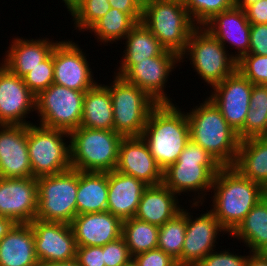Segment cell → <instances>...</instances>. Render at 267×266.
<instances>
[{
	"label": "cell",
	"instance_id": "obj_1",
	"mask_svg": "<svg viewBox=\"0 0 267 266\" xmlns=\"http://www.w3.org/2000/svg\"><path fill=\"white\" fill-rule=\"evenodd\" d=\"M211 189L214 199L210 211L229 235L267 194L260 184L245 178L232 166L220 169Z\"/></svg>",
	"mask_w": 267,
	"mask_h": 266
},
{
	"label": "cell",
	"instance_id": "obj_2",
	"mask_svg": "<svg viewBox=\"0 0 267 266\" xmlns=\"http://www.w3.org/2000/svg\"><path fill=\"white\" fill-rule=\"evenodd\" d=\"M141 137L164 171L174 164L190 141L187 115L173 103H160L147 118Z\"/></svg>",
	"mask_w": 267,
	"mask_h": 266
},
{
	"label": "cell",
	"instance_id": "obj_3",
	"mask_svg": "<svg viewBox=\"0 0 267 266\" xmlns=\"http://www.w3.org/2000/svg\"><path fill=\"white\" fill-rule=\"evenodd\" d=\"M186 115L190 140L211 154L222 167L233 166L240 140L214 103L207 98Z\"/></svg>",
	"mask_w": 267,
	"mask_h": 266
},
{
	"label": "cell",
	"instance_id": "obj_4",
	"mask_svg": "<svg viewBox=\"0 0 267 266\" xmlns=\"http://www.w3.org/2000/svg\"><path fill=\"white\" fill-rule=\"evenodd\" d=\"M221 168L211 154L190 140L178 160L163 171L162 183L178 195L192 190L198 192L200 200L197 198L192 205L198 206L204 192L212 188L214 177Z\"/></svg>",
	"mask_w": 267,
	"mask_h": 266
},
{
	"label": "cell",
	"instance_id": "obj_5",
	"mask_svg": "<svg viewBox=\"0 0 267 266\" xmlns=\"http://www.w3.org/2000/svg\"><path fill=\"white\" fill-rule=\"evenodd\" d=\"M71 167L78 171L110 172L118 161L120 134L114 130L79 127L69 132Z\"/></svg>",
	"mask_w": 267,
	"mask_h": 266
},
{
	"label": "cell",
	"instance_id": "obj_6",
	"mask_svg": "<svg viewBox=\"0 0 267 266\" xmlns=\"http://www.w3.org/2000/svg\"><path fill=\"white\" fill-rule=\"evenodd\" d=\"M141 22L166 49L184 53L191 33L197 27L183 0H155L143 9Z\"/></svg>",
	"mask_w": 267,
	"mask_h": 266
},
{
	"label": "cell",
	"instance_id": "obj_7",
	"mask_svg": "<svg viewBox=\"0 0 267 266\" xmlns=\"http://www.w3.org/2000/svg\"><path fill=\"white\" fill-rule=\"evenodd\" d=\"M110 91L113 106V130L122 137L141 136L147 118L159 104L137 85L115 76Z\"/></svg>",
	"mask_w": 267,
	"mask_h": 266
},
{
	"label": "cell",
	"instance_id": "obj_8",
	"mask_svg": "<svg viewBox=\"0 0 267 266\" xmlns=\"http://www.w3.org/2000/svg\"><path fill=\"white\" fill-rule=\"evenodd\" d=\"M37 179L38 211L35 219L70 224L77 216L78 170Z\"/></svg>",
	"mask_w": 267,
	"mask_h": 266
},
{
	"label": "cell",
	"instance_id": "obj_9",
	"mask_svg": "<svg viewBox=\"0 0 267 266\" xmlns=\"http://www.w3.org/2000/svg\"><path fill=\"white\" fill-rule=\"evenodd\" d=\"M69 132L33 123L27 125V144L32 176L38 178L64 172L71 167ZM64 138V139H63Z\"/></svg>",
	"mask_w": 267,
	"mask_h": 266
},
{
	"label": "cell",
	"instance_id": "obj_10",
	"mask_svg": "<svg viewBox=\"0 0 267 266\" xmlns=\"http://www.w3.org/2000/svg\"><path fill=\"white\" fill-rule=\"evenodd\" d=\"M225 48L203 26H197L191 33L180 60L186 54L190 55L194 70L213 87L237 70V60L234 55L227 54Z\"/></svg>",
	"mask_w": 267,
	"mask_h": 266
},
{
	"label": "cell",
	"instance_id": "obj_11",
	"mask_svg": "<svg viewBox=\"0 0 267 266\" xmlns=\"http://www.w3.org/2000/svg\"><path fill=\"white\" fill-rule=\"evenodd\" d=\"M85 92L52 83L36 96L40 125L71 132L81 125Z\"/></svg>",
	"mask_w": 267,
	"mask_h": 266
},
{
	"label": "cell",
	"instance_id": "obj_12",
	"mask_svg": "<svg viewBox=\"0 0 267 266\" xmlns=\"http://www.w3.org/2000/svg\"><path fill=\"white\" fill-rule=\"evenodd\" d=\"M180 61L177 53L165 49L159 56L146 58L136 64H121L116 75L137 85L159 104L172 103L164 92V86L170 72Z\"/></svg>",
	"mask_w": 267,
	"mask_h": 266
},
{
	"label": "cell",
	"instance_id": "obj_13",
	"mask_svg": "<svg viewBox=\"0 0 267 266\" xmlns=\"http://www.w3.org/2000/svg\"><path fill=\"white\" fill-rule=\"evenodd\" d=\"M35 253L39 264L76 259L77 244L70 224L34 219Z\"/></svg>",
	"mask_w": 267,
	"mask_h": 266
},
{
	"label": "cell",
	"instance_id": "obj_14",
	"mask_svg": "<svg viewBox=\"0 0 267 266\" xmlns=\"http://www.w3.org/2000/svg\"><path fill=\"white\" fill-rule=\"evenodd\" d=\"M212 88L214 92L209 99L238 133L245 124L253 84L236 70Z\"/></svg>",
	"mask_w": 267,
	"mask_h": 266
},
{
	"label": "cell",
	"instance_id": "obj_15",
	"mask_svg": "<svg viewBox=\"0 0 267 266\" xmlns=\"http://www.w3.org/2000/svg\"><path fill=\"white\" fill-rule=\"evenodd\" d=\"M86 56L72 41H57L53 48V83L77 91L86 92L97 82L92 78Z\"/></svg>",
	"mask_w": 267,
	"mask_h": 266
},
{
	"label": "cell",
	"instance_id": "obj_16",
	"mask_svg": "<svg viewBox=\"0 0 267 266\" xmlns=\"http://www.w3.org/2000/svg\"><path fill=\"white\" fill-rule=\"evenodd\" d=\"M38 211L37 179L0 177V216L30 223Z\"/></svg>",
	"mask_w": 267,
	"mask_h": 266
},
{
	"label": "cell",
	"instance_id": "obj_17",
	"mask_svg": "<svg viewBox=\"0 0 267 266\" xmlns=\"http://www.w3.org/2000/svg\"><path fill=\"white\" fill-rule=\"evenodd\" d=\"M33 108V109H32ZM36 109V96L23 78L0 66V125H29L27 114Z\"/></svg>",
	"mask_w": 267,
	"mask_h": 266
},
{
	"label": "cell",
	"instance_id": "obj_18",
	"mask_svg": "<svg viewBox=\"0 0 267 266\" xmlns=\"http://www.w3.org/2000/svg\"><path fill=\"white\" fill-rule=\"evenodd\" d=\"M186 212V235L182 255L177 264L196 266L210 252L216 242L217 234L226 232L211 211L201 214L196 219ZM194 220V221H193Z\"/></svg>",
	"mask_w": 267,
	"mask_h": 266
},
{
	"label": "cell",
	"instance_id": "obj_19",
	"mask_svg": "<svg viewBox=\"0 0 267 266\" xmlns=\"http://www.w3.org/2000/svg\"><path fill=\"white\" fill-rule=\"evenodd\" d=\"M115 170L140 179L147 185H158L163 181V170L141 136L121 139Z\"/></svg>",
	"mask_w": 267,
	"mask_h": 266
},
{
	"label": "cell",
	"instance_id": "obj_20",
	"mask_svg": "<svg viewBox=\"0 0 267 266\" xmlns=\"http://www.w3.org/2000/svg\"><path fill=\"white\" fill-rule=\"evenodd\" d=\"M0 177H33L28 154L27 125H0Z\"/></svg>",
	"mask_w": 267,
	"mask_h": 266
},
{
	"label": "cell",
	"instance_id": "obj_21",
	"mask_svg": "<svg viewBox=\"0 0 267 266\" xmlns=\"http://www.w3.org/2000/svg\"><path fill=\"white\" fill-rule=\"evenodd\" d=\"M70 226L77 247L104 246L122 235V221L108 211L77 215Z\"/></svg>",
	"mask_w": 267,
	"mask_h": 266
},
{
	"label": "cell",
	"instance_id": "obj_22",
	"mask_svg": "<svg viewBox=\"0 0 267 266\" xmlns=\"http://www.w3.org/2000/svg\"><path fill=\"white\" fill-rule=\"evenodd\" d=\"M203 27L223 46L227 42L233 45L238 50V53L234 55L236 60L248 54L251 24L247 19L245 10L234 6L231 9L216 14Z\"/></svg>",
	"mask_w": 267,
	"mask_h": 266
},
{
	"label": "cell",
	"instance_id": "obj_23",
	"mask_svg": "<svg viewBox=\"0 0 267 266\" xmlns=\"http://www.w3.org/2000/svg\"><path fill=\"white\" fill-rule=\"evenodd\" d=\"M147 187L145 182L131 175L116 170L108 172L107 211L121 221L133 218Z\"/></svg>",
	"mask_w": 267,
	"mask_h": 266
},
{
	"label": "cell",
	"instance_id": "obj_24",
	"mask_svg": "<svg viewBox=\"0 0 267 266\" xmlns=\"http://www.w3.org/2000/svg\"><path fill=\"white\" fill-rule=\"evenodd\" d=\"M175 197L177 194L163 183L148 185L141 196L134 217L150 224L162 226L182 210L178 205V197L177 199Z\"/></svg>",
	"mask_w": 267,
	"mask_h": 266
},
{
	"label": "cell",
	"instance_id": "obj_25",
	"mask_svg": "<svg viewBox=\"0 0 267 266\" xmlns=\"http://www.w3.org/2000/svg\"><path fill=\"white\" fill-rule=\"evenodd\" d=\"M0 266H39L29 223H16L0 241Z\"/></svg>",
	"mask_w": 267,
	"mask_h": 266
},
{
	"label": "cell",
	"instance_id": "obj_26",
	"mask_svg": "<svg viewBox=\"0 0 267 266\" xmlns=\"http://www.w3.org/2000/svg\"><path fill=\"white\" fill-rule=\"evenodd\" d=\"M48 40L16 38L7 50L6 58H3V65L22 78L52 53L56 43Z\"/></svg>",
	"mask_w": 267,
	"mask_h": 266
},
{
	"label": "cell",
	"instance_id": "obj_27",
	"mask_svg": "<svg viewBox=\"0 0 267 266\" xmlns=\"http://www.w3.org/2000/svg\"><path fill=\"white\" fill-rule=\"evenodd\" d=\"M232 167L267 191V136L240 141Z\"/></svg>",
	"mask_w": 267,
	"mask_h": 266
},
{
	"label": "cell",
	"instance_id": "obj_28",
	"mask_svg": "<svg viewBox=\"0 0 267 266\" xmlns=\"http://www.w3.org/2000/svg\"><path fill=\"white\" fill-rule=\"evenodd\" d=\"M77 215L107 211L108 172L78 171Z\"/></svg>",
	"mask_w": 267,
	"mask_h": 266
},
{
	"label": "cell",
	"instance_id": "obj_29",
	"mask_svg": "<svg viewBox=\"0 0 267 266\" xmlns=\"http://www.w3.org/2000/svg\"><path fill=\"white\" fill-rule=\"evenodd\" d=\"M80 127L113 130V106L109 89L96 84L85 92Z\"/></svg>",
	"mask_w": 267,
	"mask_h": 266
},
{
	"label": "cell",
	"instance_id": "obj_30",
	"mask_svg": "<svg viewBox=\"0 0 267 266\" xmlns=\"http://www.w3.org/2000/svg\"><path fill=\"white\" fill-rule=\"evenodd\" d=\"M231 236L243 239L251 253H267V194L251 209Z\"/></svg>",
	"mask_w": 267,
	"mask_h": 266
},
{
	"label": "cell",
	"instance_id": "obj_31",
	"mask_svg": "<svg viewBox=\"0 0 267 266\" xmlns=\"http://www.w3.org/2000/svg\"><path fill=\"white\" fill-rule=\"evenodd\" d=\"M124 39L126 50L121 64H136L146 58L159 56L165 50L142 22H138Z\"/></svg>",
	"mask_w": 267,
	"mask_h": 266
},
{
	"label": "cell",
	"instance_id": "obj_32",
	"mask_svg": "<svg viewBox=\"0 0 267 266\" xmlns=\"http://www.w3.org/2000/svg\"><path fill=\"white\" fill-rule=\"evenodd\" d=\"M129 249L135 255L158 248L159 226L135 217L122 221L121 235Z\"/></svg>",
	"mask_w": 267,
	"mask_h": 266
},
{
	"label": "cell",
	"instance_id": "obj_33",
	"mask_svg": "<svg viewBox=\"0 0 267 266\" xmlns=\"http://www.w3.org/2000/svg\"><path fill=\"white\" fill-rule=\"evenodd\" d=\"M136 24L137 22L129 14L111 8L89 30L105 44L124 39Z\"/></svg>",
	"mask_w": 267,
	"mask_h": 266
},
{
	"label": "cell",
	"instance_id": "obj_34",
	"mask_svg": "<svg viewBox=\"0 0 267 266\" xmlns=\"http://www.w3.org/2000/svg\"><path fill=\"white\" fill-rule=\"evenodd\" d=\"M186 223V210L183 208L176 216L159 226L158 248L176 261L182 255Z\"/></svg>",
	"mask_w": 267,
	"mask_h": 266
},
{
	"label": "cell",
	"instance_id": "obj_35",
	"mask_svg": "<svg viewBox=\"0 0 267 266\" xmlns=\"http://www.w3.org/2000/svg\"><path fill=\"white\" fill-rule=\"evenodd\" d=\"M111 5L107 0H77L68 11L75 24L76 29L89 30L109 10Z\"/></svg>",
	"mask_w": 267,
	"mask_h": 266
},
{
	"label": "cell",
	"instance_id": "obj_36",
	"mask_svg": "<svg viewBox=\"0 0 267 266\" xmlns=\"http://www.w3.org/2000/svg\"><path fill=\"white\" fill-rule=\"evenodd\" d=\"M183 2L196 26H204L216 14L235 6V0H183Z\"/></svg>",
	"mask_w": 267,
	"mask_h": 266
},
{
	"label": "cell",
	"instance_id": "obj_37",
	"mask_svg": "<svg viewBox=\"0 0 267 266\" xmlns=\"http://www.w3.org/2000/svg\"><path fill=\"white\" fill-rule=\"evenodd\" d=\"M22 78L28 89L35 96H38L42 91L47 89L53 83L54 78L53 50L45 60L26 73Z\"/></svg>",
	"mask_w": 267,
	"mask_h": 266
},
{
	"label": "cell",
	"instance_id": "obj_38",
	"mask_svg": "<svg viewBox=\"0 0 267 266\" xmlns=\"http://www.w3.org/2000/svg\"><path fill=\"white\" fill-rule=\"evenodd\" d=\"M237 70L252 84L267 85V55L245 54L237 60Z\"/></svg>",
	"mask_w": 267,
	"mask_h": 266
},
{
	"label": "cell",
	"instance_id": "obj_39",
	"mask_svg": "<svg viewBox=\"0 0 267 266\" xmlns=\"http://www.w3.org/2000/svg\"><path fill=\"white\" fill-rule=\"evenodd\" d=\"M102 251L105 266H125L133 260L122 236L102 246Z\"/></svg>",
	"mask_w": 267,
	"mask_h": 266
},
{
	"label": "cell",
	"instance_id": "obj_40",
	"mask_svg": "<svg viewBox=\"0 0 267 266\" xmlns=\"http://www.w3.org/2000/svg\"><path fill=\"white\" fill-rule=\"evenodd\" d=\"M237 134L240 141L267 136V114L247 113L244 127Z\"/></svg>",
	"mask_w": 267,
	"mask_h": 266
},
{
	"label": "cell",
	"instance_id": "obj_41",
	"mask_svg": "<svg viewBox=\"0 0 267 266\" xmlns=\"http://www.w3.org/2000/svg\"><path fill=\"white\" fill-rule=\"evenodd\" d=\"M248 256H241L225 251L210 252L196 266H246Z\"/></svg>",
	"mask_w": 267,
	"mask_h": 266
},
{
	"label": "cell",
	"instance_id": "obj_42",
	"mask_svg": "<svg viewBox=\"0 0 267 266\" xmlns=\"http://www.w3.org/2000/svg\"><path fill=\"white\" fill-rule=\"evenodd\" d=\"M137 266H175L177 262L162 249L156 248L139 253L133 257Z\"/></svg>",
	"mask_w": 267,
	"mask_h": 266
},
{
	"label": "cell",
	"instance_id": "obj_43",
	"mask_svg": "<svg viewBox=\"0 0 267 266\" xmlns=\"http://www.w3.org/2000/svg\"><path fill=\"white\" fill-rule=\"evenodd\" d=\"M248 54L267 55V24H251Z\"/></svg>",
	"mask_w": 267,
	"mask_h": 266
},
{
	"label": "cell",
	"instance_id": "obj_44",
	"mask_svg": "<svg viewBox=\"0 0 267 266\" xmlns=\"http://www.w3.org/2000/svg\"><path fill=\"white\" fill-rule=\"evenodd\" d=\"M76 260L79 266H105L102 246L77 247Z\"/></svg>",
	"mask_w": 267,
	"mask_h": 266
},
{
	"label": "cell",
	"instance_id": "obj_45",
	"mask_svg": "<svg viewBox=\"0 0 267 266\" xmlns=\"http://www.w3.org/2000/svg\"><path fill=\"white\" fill-rule=\"evenodd\" d=\"M248 113L267 114V85L253 84Z\"/></svg>",
	"mask_w": 267,
	"mask_h": 266
},
{
	"label": "cell",
	"instance_id": "obj_46",
	"mask_svg": "<svg viewBox=\"0 0 267 266\" xmlns=\"http://www.w3.org/2000/svg\"><path fill=\"white\" fill-rule=\"evenodd\" d=\"M245 13L250 24H267V0H259L248 6Z\"/></svg>",
	"mask_w": 267,
	"mask_h": 266
},
{
	"label": "cell",
	"instance_id": "obj_47",
	"mask_svg": "<svg viewBox=\"0 0 267 266\" xmlns=\"http://www.w3.org/2000/svg\"><path fill=\"white\" fill-rule=\"evenodd\" d=\"M111 8H116L121 12L129 14L137 23L141 22L143 9L135 0H109Z\"/></svg>",
	"mask_w": 267,
	"mask_h": 266
},
{
	"label": "cell",
	"instance_id": "obj_48",
	"mask_svg": "<svg viewBox=\"0 0 267 266\" xmlns=\"http://www.w3.org/2000/svg\"><path fill=\"white\" fill-rule=\"evenodd\" d=\"M246 266H267V253H253L249 255Z\"/></svg>",
	"mask_w": 267,
	"mask_h": 266
},
{
	"label": "cell",
	"instance_id": "obj_49",
	"mask_svg": "<svg viewBox=\"0 0 267 266\" xmlns=\"http://www.w3.org/2000/svg\"><path fill=\"white\" fill-rule=\"evenodd\" d=\"M16 224L12 219L0 216V241L8 234V232Z\"/></svg>",
	"mask_w": 267,
	"mask_h": 266
},
{
	"label": "cell",
	"instance_id": "obj_50",
	"mask_svg": "<svg viewBox=\"0 0 267 266\" xmlns=\"http://www.w3.org/2000/svg\"><path fill=\"white\" fill-rule=\"evenodd\" d=\"M39 266H79L76 259L62 262H44L39 264Z\"/></svg>",
	"mask_w": 267,
	"mask_h": 266
},
{
	"label": "cell",
	"instance_id": "obj_51",
	"mask_svg": "<svg viewBox=\"0 0 267 266\" xmlns=\"http://www.w3.org/2000/svg\"><path fill=\"white\" fill-rule=\"evenodd\" d=\"M259 0H235V6L245 10L248 6L256 3Z\"/></svg>",
	"mask_w": 267,
	"mask_h": 266
},
{
	"label": "cell",
	"instance_id": "obj_52",
	"mask_svg": "<svg viewBox=\"0 0 267 266\" xmlns=\"http://www.w3.org/2000/svg\"><path fill=\"white\" fill-rule=\"evenodd\" d=\"M135 1L142 9H144L146 6H148L155 0H135Z\"/></svg>",
	"mask_w": 267,
	"mask_h": 266
},
{
	"label": "cell",
	"instance_id": "obj_53",
	"mask_svg": "<svg viewBox=\"0 0 267 266\" xmlns=\"http://www.w3.org/2000/svg\"><path fill=\"white\" fill-rule=\"evenodd\" d=\"M64 1L65 5L67 6V9H69L77 0H62Z\"/></svg>",
	"mask_w": 267,
	"mask_h": 266
},
{
	"label": "cell",
	"instance_id": "obj_54",
	"mask_svg": "<svg viewBox=\"0 0 267 266\" xmlns=\"http://www.w3.org/2000/svg\"><path fill=\"white\" fill-rule=\"evenodd\" d=\"M125 266H137L134 261L132 260L129 264L125 265Z\"/></svg>",
	"mask_w": 267,
	"mask_h": 266
},
{
	"label": "cell",
	"instance_id": "obj_55",
	"mask_svg": "<svg viewBox=\"0 0 267 266\" xmlns=\"http://www.w3.org/2000/svg\"><path fill=\"white\" fill-rule=\"evenodd\" d=\"M175 266H190V265L177 264Z\"/></svg>",
	"mask_w": 267,
	"mask_h": 266
}]
</instances>
